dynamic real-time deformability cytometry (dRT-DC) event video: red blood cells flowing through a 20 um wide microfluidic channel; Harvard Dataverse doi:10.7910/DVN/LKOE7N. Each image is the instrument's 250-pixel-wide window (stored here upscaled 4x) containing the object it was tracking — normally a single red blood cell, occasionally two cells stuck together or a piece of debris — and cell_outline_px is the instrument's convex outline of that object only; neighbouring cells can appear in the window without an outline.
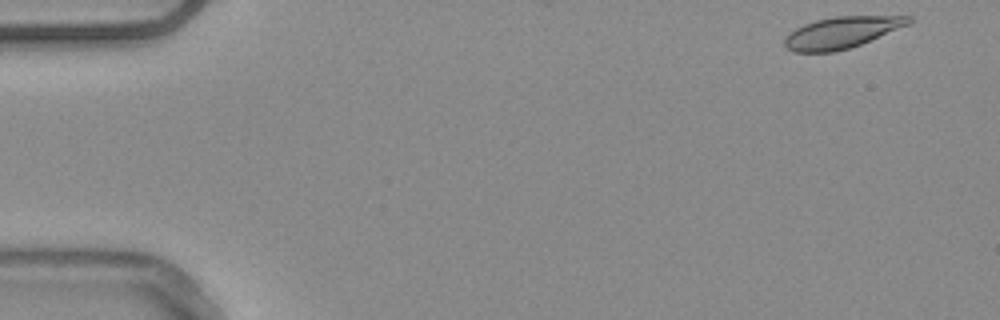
{"species": "common noctule bat (a hibernating species)", "species_latin": "Nyctalus noctula", "temperature_condition": "warm", "stored_images_in_passage": 14, "camera_frame_rate_fps": 3000, "um_per_image_px": 0.085, "animal": {"sex": "male", "body_mass_g": 20.4}, "frame": {"image": 1, "passage_image": 1, "time_ms": 0.0, "image_size_px": [1000, 320], "cell_outline_px": [[912, 20], [908, 24], [860, 44], [848, 48], [832, 52], [792, 52], [784, 44], [784, 40], [796, 28], [804, 24], [816, 20], [836, 16], [912, 16]], "centroid_in_image_um": [71.52, 2.76], "position_along_channel_um": 13.5, "area_um2": 22.25}}
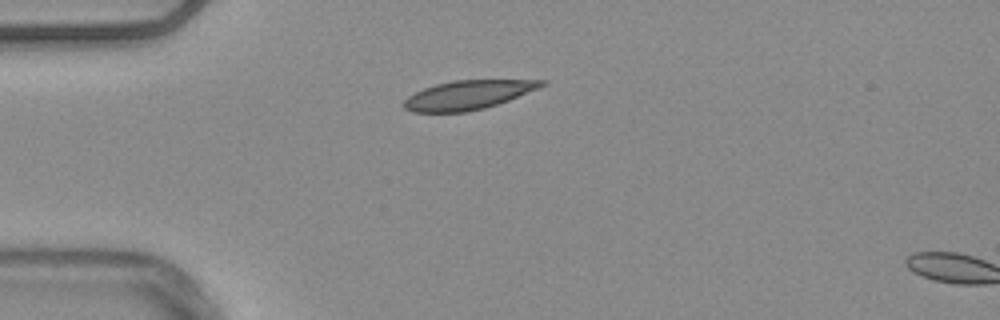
{"frame": {"image": 2, "passage_image": 12, "time_ms": 3.667, "image_size_px": [1000, 320], "cell_outline_px": [[548, 84], [540, 88], [508, 100], [484, 108], [464, 112], [412, 112], [404, 108], [404, 100], [408, 96], [424, 88], [436, 84], [452, 80], [548, 80]], "centroid_in_image_um": [39.8, 8.06], "position_along_channel_um": 45.2, "area_um2": 23.18}}